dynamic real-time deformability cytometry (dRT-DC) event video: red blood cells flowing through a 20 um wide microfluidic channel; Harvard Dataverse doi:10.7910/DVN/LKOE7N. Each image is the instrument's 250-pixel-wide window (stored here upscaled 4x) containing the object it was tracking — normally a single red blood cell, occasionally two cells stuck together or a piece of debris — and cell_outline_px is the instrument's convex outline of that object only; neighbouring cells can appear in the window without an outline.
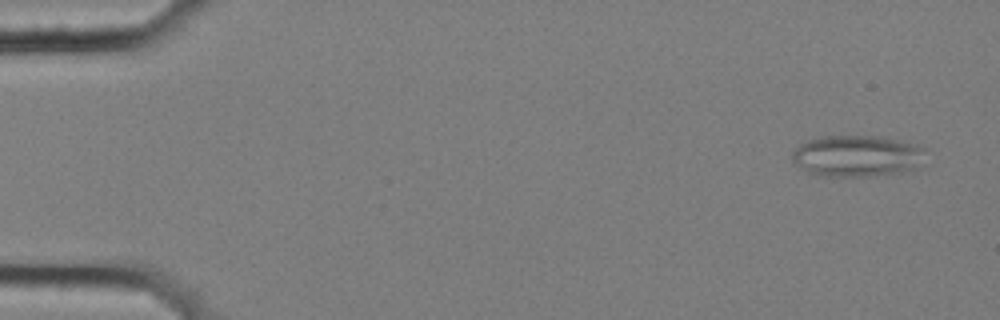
{"species": "common noctule bat (a hibernating species)", "species_latin": "Nyctalus noctula", "temperature_condition": "cold", "stored_images_in_passage": 6, "camera_frame_rate_fps": 3000, "um_per_image_px": 0.085, "animal": {"sex": "female", "body_mass_g": 25.1}, "frame": {"image": 1, "passage_image": 1, "time_ms": 0.0, "image_size_px": [1000, 320], "cell_outline_px": [[924, 148], [916, 168], [912, 172], [868, 176], [820, 176], [808, 172], [800, 168], [792, 160], [792, 152], [800, 144], [808, 140], [820, 136], [880, 136], [916, 144]], "centroid_in_image_um": [72.82, 13.26], "position_along_channel_um": 12.2, "area_um2": 32.25}}
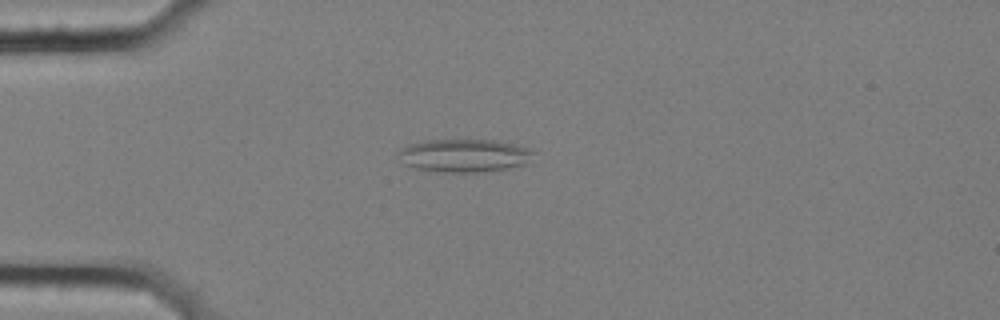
{"frame": {"image": 2, "passage_image": 4, "time_ms": 1.0, "image_size_px": [1000, 320], "cell_outline_px": [[540, 152], [524, 164], [504, 168], [480, 172], [444, 172], [416, 168], [404, 164], [396, 156], [396, 152], [400, 148], [408, 144], [424, 140], [492, 140], [532, 148]], "centroid_in_image_um": [39.44, 13.21], "position_along_channel_um": 45.6, "area_um2": 26.24}}